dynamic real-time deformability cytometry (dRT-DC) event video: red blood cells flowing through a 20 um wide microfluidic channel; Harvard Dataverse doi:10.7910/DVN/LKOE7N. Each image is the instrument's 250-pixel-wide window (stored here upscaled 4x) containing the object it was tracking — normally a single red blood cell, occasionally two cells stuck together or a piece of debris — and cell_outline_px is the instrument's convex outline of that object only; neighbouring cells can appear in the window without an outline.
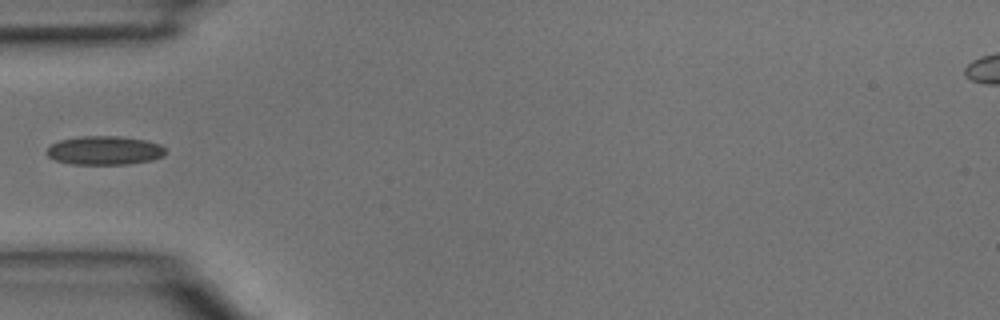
{"species": "common noctule bat (a hibernating species)", "species_latin": "Nyctalus noctula", "temperature_condition": "room temperature", "stored_images_in_passage": 4, "camera_frame_rate_fps": 3000, "um_per_image_px": 0.085, "animal": {"sex": "male", "body_mass_g": 15.6}, "frame": {"image": 1, "passage_image": 4, "time_ms": 1.0, "image_size_px": [1000, 320], "cell_outline_px": [[164, 156], [152, 160], [128, 164], [72, 164], [56, 160], [48, 156], [48, 148], [52, 144], [60, 140], [84, 136], [120, 136], [144, 140], [160, 144], [164, 148]], "centroid_in_image_um": [8.91, 12.79], "position_along_channel_um": 76.1, "area_um2": 19.71}}